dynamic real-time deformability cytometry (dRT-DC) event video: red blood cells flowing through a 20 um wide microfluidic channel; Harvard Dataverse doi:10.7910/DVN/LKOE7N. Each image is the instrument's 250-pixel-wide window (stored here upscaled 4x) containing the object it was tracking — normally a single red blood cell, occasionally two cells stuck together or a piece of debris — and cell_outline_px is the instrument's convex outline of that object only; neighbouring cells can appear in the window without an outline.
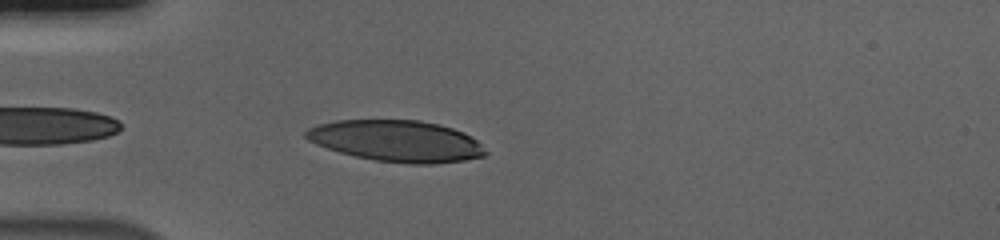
{"species": "human", "species_latin": "Homo sapiens", "temperature_condition": "cold", "stored_images_in_passage": 40, "camera_frame_rate_fps": 3000, "um_per_image_px": 0.085, "donor": {"sex": "male"}, "frame": {"image": 1, "passage_image": 3, "time_ms": 0.667, "image_size_px": [1000, 240], "cell_outline_px": [[488, 152], [484, 156], [464, 160], [432, 164], [408, 164], [376, 160], [356, 156], [340, 152], [316, 144], [308, 140], [304, 136], [304, 132], [308, 128], [320, 124], [336, 120], [420, 120], [440, 124], [464, 132], [476, 140]], "centroid_in_image_um": [33.72, 11.98], "position_along_channel_um": 51.3, "area_um2": 43.23}}
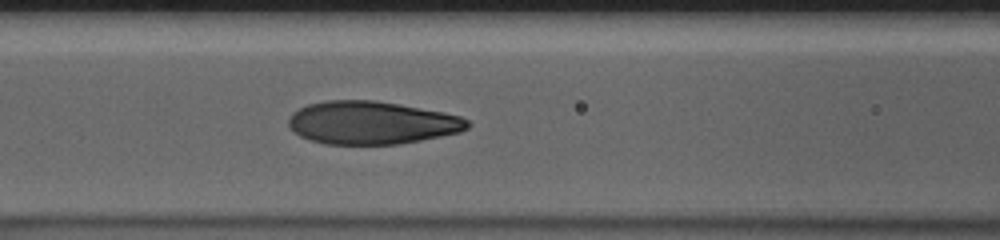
{"frame": {"image": 2, "passage_image": 11, "time_ms": 3.333, "image_size_px": [1000, 240], "cell_outline_px": [[472, 124], [468, 128], [460, 132], [400, 144], [324, 144], [300, 136], [288, 124], [288, 120], [292, 112], [308, 104], [328, 100], [376, 100], [444, 112], [460, 116], [468, 120]], "centroid_in_image_um": [31.61, 10.43], "position_along_channel_um": 135.0, "area_um2": 44.74}}
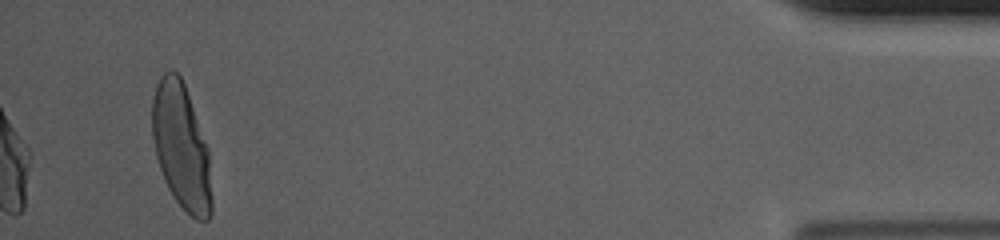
{"frame": {"image": 3, "passage_image": 40, "time_ms": 13.0, "image_size_px": [1000, 240], "cell_outline_px": [[212, 212], [208, 220], [196, 220], [176, 200], [168, 188], [164, 180], [156, 156], [152, 136], [152, 100], [156, 84], [160, 76], [168, 68], [172, 68], [180, 76], [184, 84], [208, 148], [212, 200]], "centroid_in_image_um": [15.4, 12.44], "position_along_channel_um": 419.8, "area_um2": 43.41}, "authors_computed_cell_mechanics": {"area_um2": 44.3615, "velocity_mm_per_s": 3.6825, "shape_relaxation_time_tau1_ms": 4.1126, "shape_relaxation_time_tau2_ms": null, "deformation_change_tau1": 0.2075, "deformation_change_tau2": null}}